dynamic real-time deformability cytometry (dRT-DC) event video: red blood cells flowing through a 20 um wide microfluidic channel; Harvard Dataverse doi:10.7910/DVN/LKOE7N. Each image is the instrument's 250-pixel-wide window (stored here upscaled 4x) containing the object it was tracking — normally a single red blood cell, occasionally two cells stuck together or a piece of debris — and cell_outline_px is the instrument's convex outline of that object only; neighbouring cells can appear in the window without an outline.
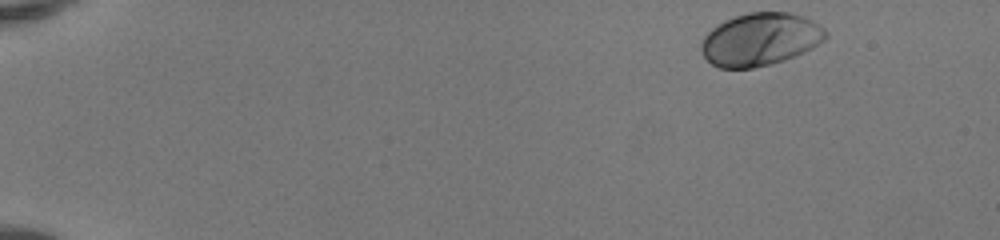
{"species": "human", "species_latin": "Homo sapiens", "temperature_condition": "room temperature", "stored_images_in_passage": 46, "camera_frame_rate_fps": 3000, "um_per_image_px": 0.085, "donor": {"sex": "female"}, "frame": {"image": 1, "passage_image": 1, "time_ms": 0.0, "image_size_px": [1000, 240], "cell_outline_px": [[828, 36], [824, 40], [812, 48], [804, 52], [784, 60], [752, 68], [720, 68], [712, 64], [704, 56], [700, 48], [700, 44], [704, 36], [712, 28], [724, 20], [748, 12], [788, 12], [804, 16], [812, 20], [824, 28], [828, 32]], "centroid_in_image_um": [64.63, 3.34], "position_along_channel_um": 20.4, "area_um2": 38.26}}
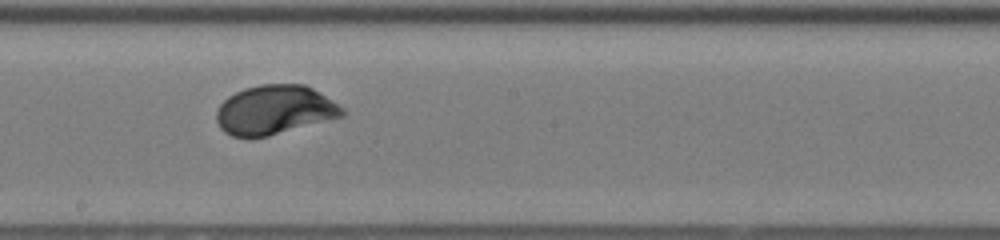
{"frame": {"image": 2, "passage_image": 26, "time_ms": 8.333, "image_size_px": [1000, 240], "cell_outline_px": [[344, 116], [268, 136], [232, 136], [224, 132], [220, 128], [216, 120], [216, 112], [220, 104], [228, 96], [244, 88], [260, 84], [304, 84], [312, 88], [332, 100], [344, 108]], "centroid_in_image_um": [23.33, 9.33], "position_along_channel_um": 224.9, "area_um2": 35.89}}
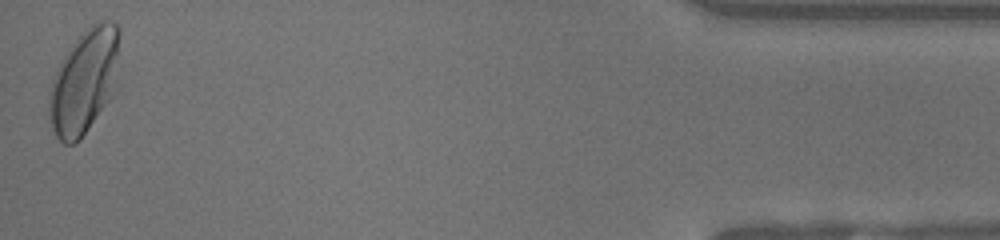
{"frame": {"image": 3, "passage_image": 46, "time_ms": 15.0, "image_size_px": [1000, 240], "cell_outline_px": [[120, 32], [116, 92], [80, 140], [72, 144], [64, 144], [56, 136], [52, 128], [48, 108], [48, 96], [52, 80], [64, 56], [72, 44], [96, 20], [108, 20], [116, 24], [120, 28]], "centroid_in_image_um": [7.19, 6.92], "position_along_channel_um": 428.0, "area_um2": 43.18}, "authors_computed_cell_mechanics": {"area_um2": 36.1828, "velocity_mm_per_s": 4.1209, "shape_relaxation_time_tau1_ms": 1.6338, "shape_relaxation_time_tau2_ms": null, "deformation_change_tau1": 0.1291, "deformation_change_tau2": null}}